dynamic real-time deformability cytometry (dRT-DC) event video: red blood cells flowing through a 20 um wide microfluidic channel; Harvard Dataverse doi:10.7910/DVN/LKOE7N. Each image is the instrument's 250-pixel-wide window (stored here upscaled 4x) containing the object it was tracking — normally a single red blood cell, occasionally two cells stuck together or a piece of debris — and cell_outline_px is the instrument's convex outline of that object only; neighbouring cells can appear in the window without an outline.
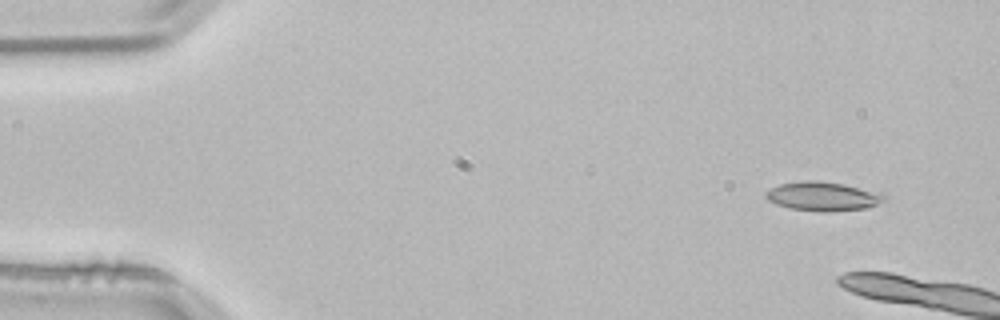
{"species": "common noctule bat (a hibernating species)", "species_latin": "Nyctalus noctula", "temperature_condition": "room temperature", "stored_images_in_passage": 3, "camera_frame_rate_fps": 3000, "um_per_image_px": 0.085, "animal": {"sex": "male", "body_mass_g": 21.5, "forearm_length_mm": 52.0}, "frame": {"image": 1, "passage_image": 1, "time_ms": 0.0, "image_size_px": [1000, 320], "cell_outline_px": [[884, 200], [868, 208], [828, 212], [820, 212], [788, 208], [776, 204], [768, 200], [764, 196], [764, 192], [780, 184], [800, 180], [820, 180], [844, 184], [884, 196]], "centroid_in_image_um": [69.82, 16.69], "position_along_channel_um": 15.2, "area_um2": 19.83}}